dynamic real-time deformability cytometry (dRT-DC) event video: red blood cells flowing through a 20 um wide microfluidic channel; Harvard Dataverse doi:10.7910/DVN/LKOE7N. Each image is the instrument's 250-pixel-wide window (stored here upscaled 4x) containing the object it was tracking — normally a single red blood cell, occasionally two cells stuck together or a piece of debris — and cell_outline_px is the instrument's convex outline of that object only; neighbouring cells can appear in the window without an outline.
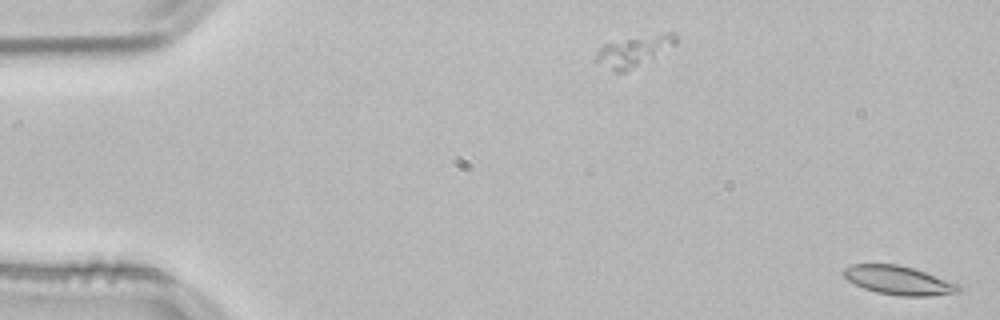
{"species": "common noctule bat (a hibernating species)", "species_latin": "Nyctalus noctula", "temperature_condition": "room temperature", "stored_images_in_passage": 54, "camera_frame_rate_fps": 3000, "um_per_image_px": 0.085, "animal": {"sex": "male", "body_mass_g": 21.5, "forearm_length_mm": 52.0}, "frame": {"image": 1, "passage_image": 1, "time_ms": 0.0, "image_size_px": [1000, 320], "cell_outline_px": [[960, 288], [956, 292], [928, 296], [900, 296], [876, 292], [864, 288], [848, 280], [840, 272], [844, 268], [852, 264], [900, 264], [924, 272], [956, 284]], "centroid_in_image_um": [76.28, 23.82], "position_along_channel_um": 8.7, "area_um2": 18.9}}
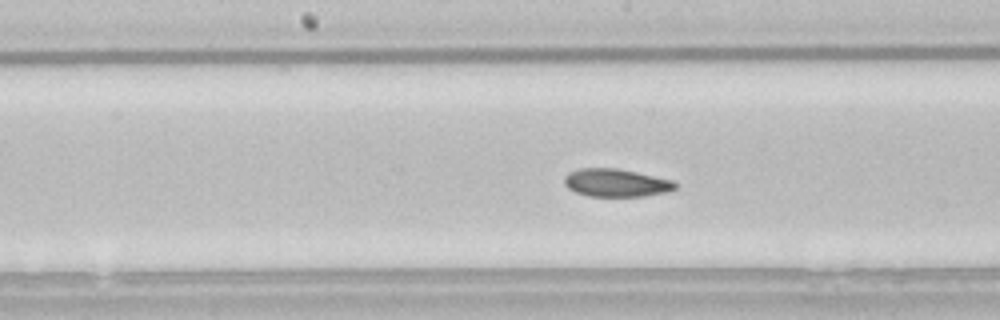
{"frame": {"image": 2, "passage_image": 27, "time_ms": 8.667, "image_size_px": [1000, 320], "cell_outline_px": [[676, 188], [668, 192], [644, 196], [588, 196], [576, 192], [568, 188], [564, 184], [564, 176], [568, 172], [580, 168], [616, 168], [636, 172], [672, 180], [676, 184]], "centroid_in_image_um": [52.34, 15.54], "position_along_channel_um": 195.9, "area_um2": 18.03}}
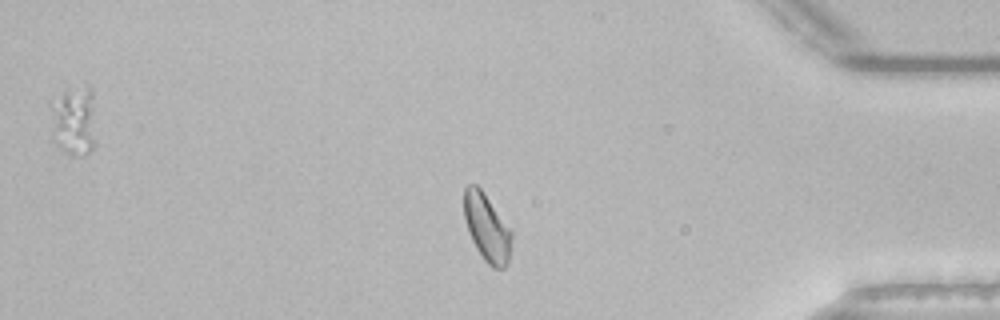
{"frame": {"image": 3, "passage_image": 45, "time_ms": 14.667, "image_size_px": [1000, 320], "cell_outline_px": [[512, 236], [508, 264], [504, 268], [492, 268], [484, 260], [476, 248], [468, 232], [464, 216], [464, 188], [468, 184], [476, 184], [480, 188], [512, 232]], "centroid_in_image_um": [41.37, 19.37], "position_along_channel_um": 393.8, "area_um2": 18.5}, "authors_computed_cell_mechanics": {"area_um2": 18.6116, "velocity_mm_per_s": 3.7937, "shape_relaxation_time_tau1_ms": 10.916, "shape_relaxation_time_tau2_ms": 3.8755, "deformation_change_tau1": 0.1745, "deformation_change_tau2": 0.0891}}